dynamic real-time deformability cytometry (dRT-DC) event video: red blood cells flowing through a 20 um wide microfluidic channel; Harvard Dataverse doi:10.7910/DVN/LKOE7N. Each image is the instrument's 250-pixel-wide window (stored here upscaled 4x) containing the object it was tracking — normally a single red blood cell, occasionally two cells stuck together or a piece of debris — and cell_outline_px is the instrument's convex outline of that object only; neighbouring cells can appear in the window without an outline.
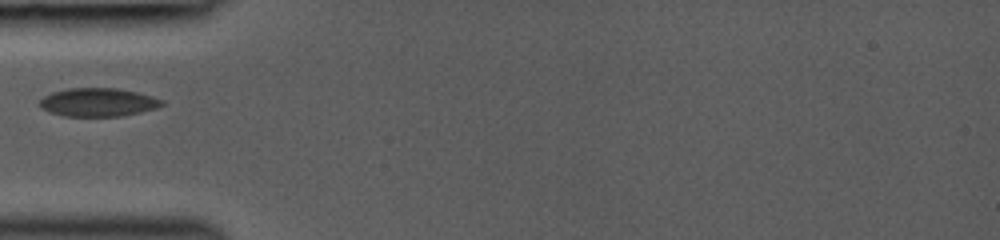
{"species": "common noctule bat (a hibernating species)", "species_latin": "Nyctalus noctula", "temperature_condition": "room temperature", "stored_images_in_passage": 17, "camera_frame_rate_fps": 3000, "um_per_image_px": 0.085, "animal": {"sex": "female", "body_mass_g": 19.0, "forearm_length_mm": 53.3}, "frame": {"image": 1, "passage_image": 1, "time_ms": 0.0, "image_size_px": [1000, 240], "cell_outline_px": [[164, 104], [156, 108], [124, 116], [64, 116], [48, 112], [40, 108], [36, 104], [44, 96], [52, 92], [68, 88], [116, 88], [136, 92], [152, 96], [164, 100]], "centroid_in_image_um": [8.3, 8.7], "position_along_channel_um": 76.7, "area_um2": 20.4}}
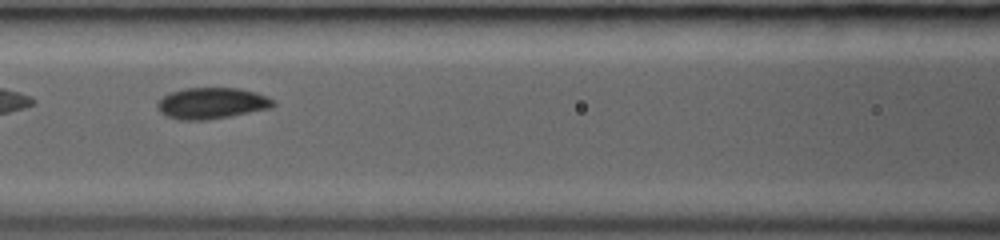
{"frame": {"image": 2, "passage_image": 11, "time_ms": 1.667, "image_size_px": [1000, 240], "cell_outline_px": [[276, 104], [272, 108], [208, 120], [176, 120], [164, 116], [160, 112], [156, 104], [164, 96], [172, 92], [184, 88], [236, 88], [256, 92], [276, 100]], "centroid_in_image_um": [18.01, 8.79], "position_along_channel_um": 148.6, "area_um2": 21.21}}
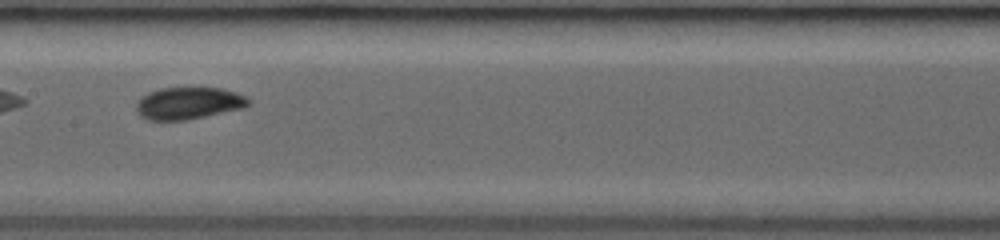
{"frame": {"image": 3, "passage_image": 16, "time_ms": 2.667, "image_size_px": [1000, 240], "cell_outline_px": [[252, 100], [244, 108], [188, 120], [148, 120], [140, 116], [136, 112], [136, 104], [140, 96], [148, 92], [160, 88], [220, 88], [236, 92]], "centroid_in_image_um": [16.0, 8.78], "position_along_channel_um": 191.4, "area_um2": 21.15}}